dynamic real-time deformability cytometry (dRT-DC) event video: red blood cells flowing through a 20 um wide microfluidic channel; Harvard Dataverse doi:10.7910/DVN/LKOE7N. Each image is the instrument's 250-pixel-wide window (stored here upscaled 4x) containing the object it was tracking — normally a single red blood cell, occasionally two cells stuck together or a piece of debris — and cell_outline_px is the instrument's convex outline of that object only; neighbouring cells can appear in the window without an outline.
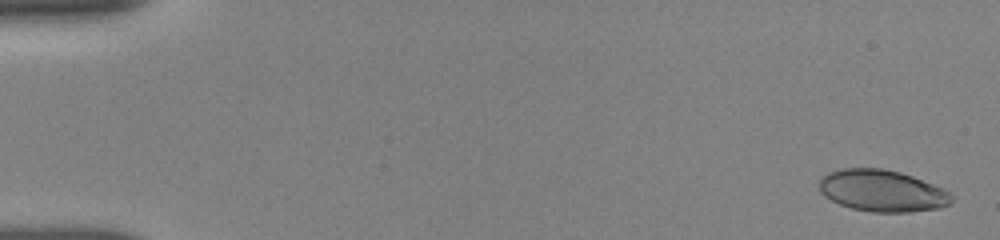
{"species": "human", "species_latin": "Homo sapiens", "temperature_condition": "room temperature", "stored_images_in_passage": 39, "camera_frame_rate_fps": 3000, "um_per_image_px": 0.085, "donor": {"sex": "female"}, "frame": {"image": 1, "passage_image": 1, "time_ms": 0.0, "image_size_px": [1000, 240], "cell_outline_px": [[952, 200], [948, 204], [940, 208], [912, 212], [872, 212], [852, 208], [840, 204], [824, 196], [820, 192], [820, 180], [828, 172], [844, 168], [884, 168], [900, 172], [912, 176], [944, 188], [952, 196]], "centroid_in_image_um": [74.99, 16.21], "position_along_channel_um": 10.0, "area_um2": 32.14}}
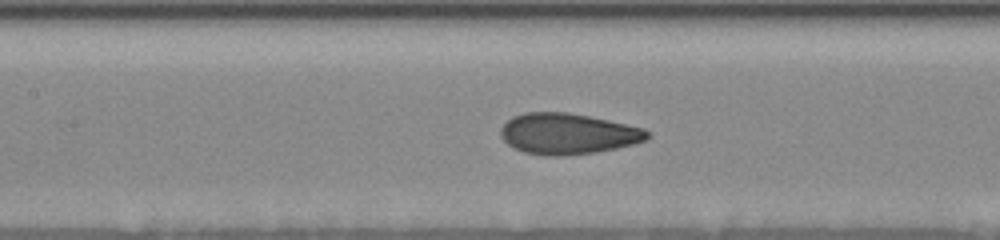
{"frame": {"image": 2, "passage_image": 22, "time_ms": 7.667, "image_size_px": [1000, 240], "cell_outline_px": [[652, 136], [648, 140], [616, 148], [596, 152], [564, 156], [544, 156], [524, 152], [508, 144], [500, 136], [500, 128], [512, 116], [524, 112], [568, 112], [608, 120], [644, 128]], "centroid_in_image_um": [48.26, 11.37], "position_along_channel_um": 159.1, "area_um2": 35.08}}
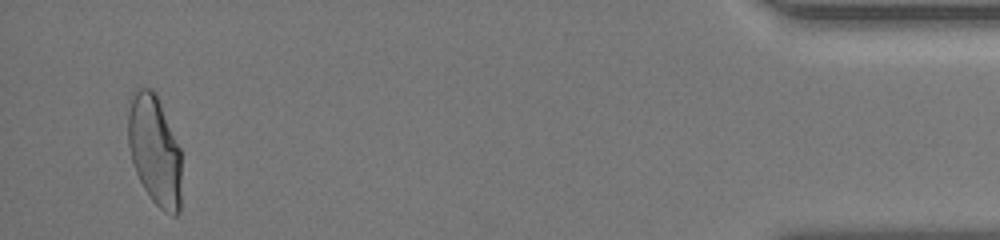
{"frame": {"image": 3, "passage_image": 37, "time_ms": 16.333, "image_size_px": [1000, 240], "cell_outline_px": [[180, 212], [176, 216], [172, 216], [164, 212], [152, 200], [144, 188], [136, 172], [132, 160], [128, 144], [128, 112], [132, 100], [136, 92], [140, 88], [152, 88], [156, 92], [180, 148]], "centroid_in_image_um": [13.16, 12.81], "position_along_channel_um": 422.0, "area_um2": 33.99}, "authors_computed_cell_mechanics": {"area_um2": 34.1598, "velocity_mm_per_s": 3.8554, "shape_relaxation_time_tau1_ms": 11.323, "shape_relaxation_time_tau2_ms": 0.882, "deformation_change_tau1": 0.2751, "deformation_change_tau2": 0.0671}}